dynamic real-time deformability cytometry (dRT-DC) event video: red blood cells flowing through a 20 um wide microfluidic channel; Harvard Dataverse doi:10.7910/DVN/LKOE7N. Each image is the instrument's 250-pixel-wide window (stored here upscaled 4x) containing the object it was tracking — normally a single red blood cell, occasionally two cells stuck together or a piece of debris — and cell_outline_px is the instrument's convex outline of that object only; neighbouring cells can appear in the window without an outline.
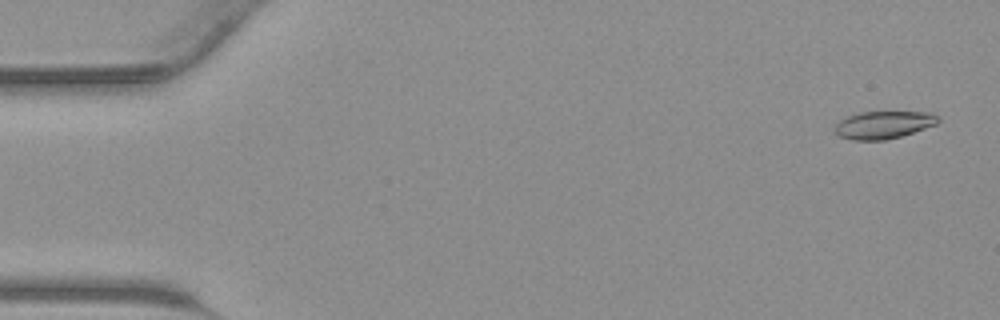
{"species": "common noctule bat (a hibernating species)", "species_latin": "Nyctalus noctula", "temperature_condition": "warm", "stored_images_in_passage": 44, "camera_frame_rate_fps": 3000, "um_per_image_px": 0.085, "animal": {"sex": "male", "body_mass_g": 23.1, "forearm_length_mm": 52.7}, "frame": {"image": 1, "passage_image": 2, "time_ms": 0.333, "image_size_px": [1000, 320], "cell_outline_px": [[940, 120], [936, 124], [900, 136], [884, 140], [852, 140], [840, 136], [836, 132], [836, 124], [840, 120], [848, 116], [860, 112], [932, 112], [940, 116]], "centroid_in_image_um": [75.13, 10.6], "position_along_channel_um": 9.9, "area_um2": 16.42}}
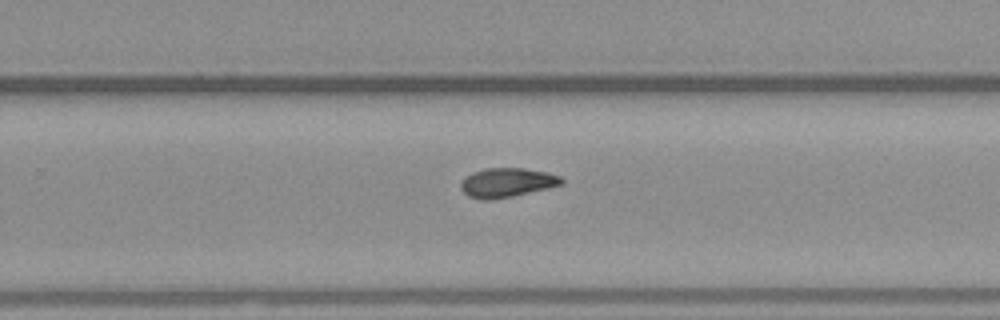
{"frame": {"image": 2, "passage_image": 28, "time_ms": 9.0, "image_size_px": [1000, 320], "cell_outline_px": [[564, 184], [548, 188], [512, 196], [492, 200], [484, 200], [468, 196], [460, 188], [460, 184], [472, 172], [488, 168], [524, 168], [548, 172], [560, 176], [564, 180]], "centroid_in_image_um": [43.12, 15.52], "position_along_channel_um": 286.7, "area_um2": 17.11}}
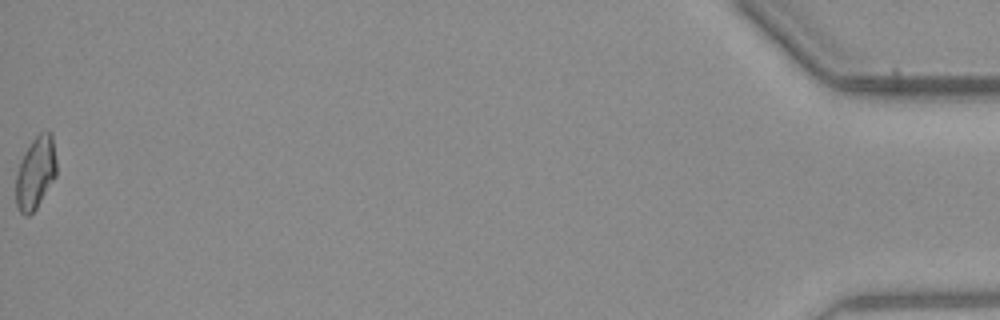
{"frame": {"image": 3, "passage_image": 44, "time_ms": 14.333, "image_size_px": [1000, 320], "cell_outline_px": [[56, 176], [36, 208], [28, 216], [24, 216], [20, 212], [16, 204], [16, 176], [20, 160], [24, 152], [32, 140], [40, 132], [52, 132], [56, 160]], "centroid_in_image_um": [3.02, 14.68], "position_along_channel_um": 432.2, "area_um2": 17.11}}